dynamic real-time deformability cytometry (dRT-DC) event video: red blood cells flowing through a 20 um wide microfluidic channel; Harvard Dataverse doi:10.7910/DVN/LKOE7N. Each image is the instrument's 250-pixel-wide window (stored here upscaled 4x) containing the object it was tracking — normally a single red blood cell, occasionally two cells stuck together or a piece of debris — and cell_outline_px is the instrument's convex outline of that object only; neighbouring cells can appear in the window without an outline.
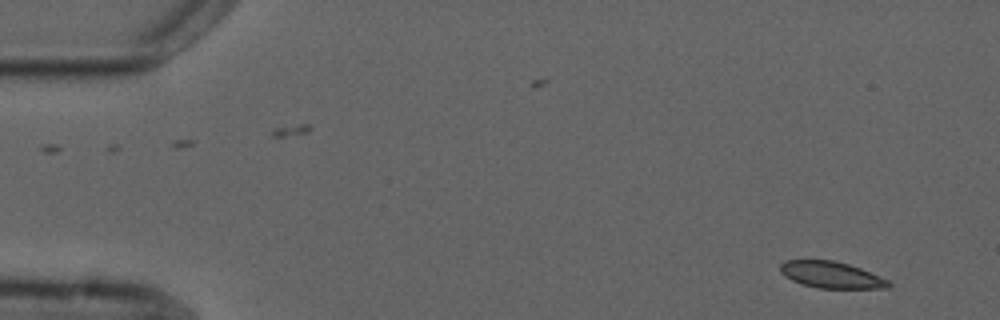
{"species": "common noctule bat (a hibernating species)", "species_latin": "Nyctalus noctula", "temperature_condition": "cold", "stored_images_in_passage": 5, "camera_frame_rate_fps": 3000, "um_per_image_px": 0.085, "animal": {"sex": "male", "forearm_length_mm": 52.5}, "frame": {"image": 1, "passage_image": 1, "time_ms": 0.0, "image_size_px": [1000, 320], "cell_outline_px": [[892, 284], [888, 288], [816, 288], [792, 280], [784, 276], [780, 272], [780, 264], [784, 260], [836, 260], [860, 268], [888, 280]], "centroid_in_image_um": [70.63, 23.35], "position_along_channel_um": 14.4, "area_um2": 16.7}}
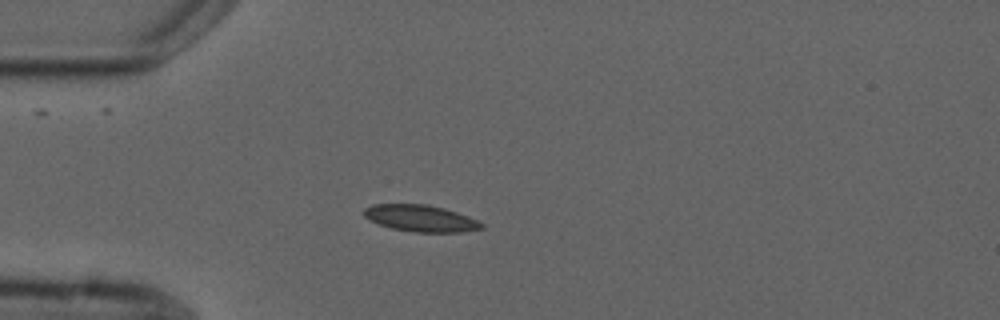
{"frame": {"image": 2, "passage_image": 4, "time_ms": 3.667, "image_size_px": [1000, 320], "cell_outline_px": [[484, 228], [464, 232], [416, 232], [392, 228], [368, 220], [364, 216], [364, 208], [372, 204], [428, 204], [444, 208], [468, 216], [484, 224]], "centroid_in_image_um": [35.76, 18.55], "position_along_channel_um": 49.2, "area_um2": 18.26}}